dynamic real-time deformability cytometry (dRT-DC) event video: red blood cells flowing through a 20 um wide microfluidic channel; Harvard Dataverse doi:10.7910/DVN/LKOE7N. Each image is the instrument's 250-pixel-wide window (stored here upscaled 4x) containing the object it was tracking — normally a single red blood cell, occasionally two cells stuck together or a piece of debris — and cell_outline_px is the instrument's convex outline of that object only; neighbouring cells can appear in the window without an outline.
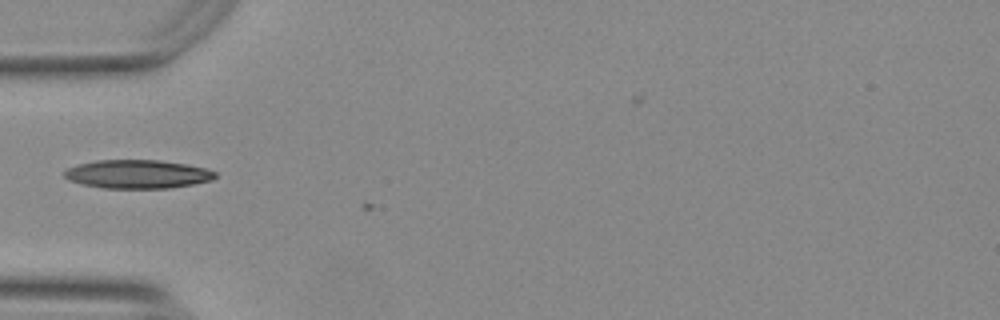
{"species": "Egyptian fruit bat (a non-hibernating species)", "species_latin": "Rousettus aegyptiacus", "temperature_condition": "warm", "stored_images_in_passage": 10, "camera_frame_rate_fps": 3000, "um_per_image_px": 0.085, "animal": {"sex": "female"}, "frame": {"image": 1, "passage_image": 9, "time_ms": 2.667, "image_size_px": [1000, 320], "cell_outline_px": [[216, 176], [212, 180], [192, 184], [168, 188], [104, 188], [84, 184], [72, 180], [64, 176], [64, 172], [68, 168], [76, 164], [96, 160], [160, 160], [184, 164], [204, 168], [216, 172]], "centroid_in_image_um": [11.69, 14.79], "position_along_channel_um": 73.3, "area_um2": 24.85}}